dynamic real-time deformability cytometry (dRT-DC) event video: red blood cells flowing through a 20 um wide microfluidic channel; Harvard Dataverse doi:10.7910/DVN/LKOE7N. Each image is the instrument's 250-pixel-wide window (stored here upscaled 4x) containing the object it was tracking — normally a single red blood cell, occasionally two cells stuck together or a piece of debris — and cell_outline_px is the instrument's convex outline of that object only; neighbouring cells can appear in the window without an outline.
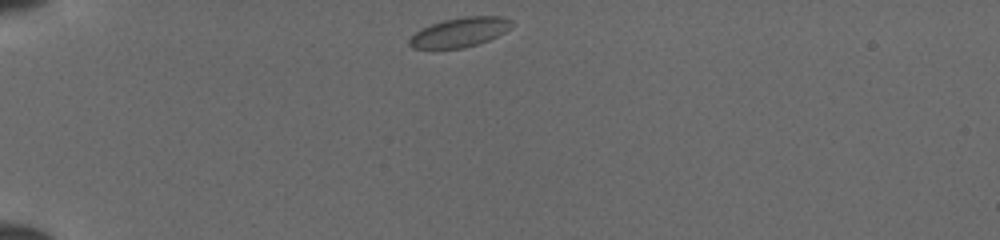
{"species": "common noctule bat (a hibernating species)", "species_latin": "Nyctalus noctula", "temperature_condition": "cold", "stored_images_in_passage": 37, "camera_frame_rate_fps": 3000, "um_per_image_px": 0.085, "animal": {"sex": "female", "body_mass_g": 19.5, "forearm_length_mm": 54.1}, "frame": {"image": 1, "passage_image": 1, "time_ms": 0.0, "image_size_px": [1000, 240], "cell_outline_px": [[512, 24], [504, 32], [488, 40], [464, 48], [412, 48], [408, 44], [408, 40], [416, 32], [432, 24], [444, 20], [468, 16], [504, 16], [512, 20]], "centroid_in_image_um": [39.09, 2.74], "position_along_channel_um": 45.9, "area_um2": 17.22}}
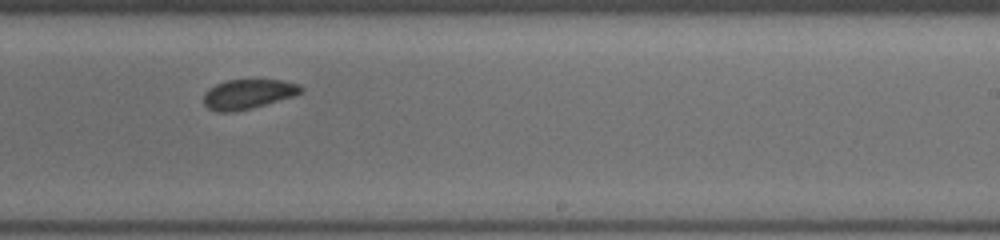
{"frame": {"image": 2, "passage_image": 20, "time_ms": 6.333, "image_size_px": [1000, 240], "cell_outline_px": [[304, 92], [296, 96], [252, 108], [232, 112], [220, 112], [208, 108], [204, 104], [204, 92], [208, 88], [216, 84], [228, 80], [284, 80], [300, 84], [304, 88]], "centroid_in_image_um": [21.14, 7.99], "position_along_channel_um": 267.9, "area_um2": 17.05}}
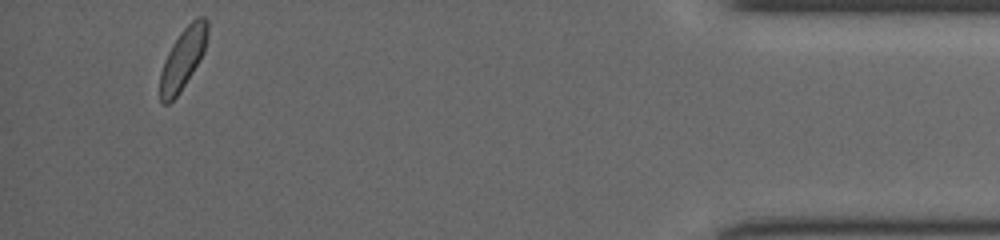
{"frame": {"image": 3, "passage_image": 35, "time_ms": 11.333, "image_size_px": [1000, 240], "cell_outline_px": [[208, 32], [204, 52], [180, 92], [168, 104], [164, 104], [160, 100], [160, 72], [164, 60], [172, 44], [180, 32], [196, 16], [204, 16], [208, 20]], "centroid_in_image_um": [15.55, 4.95], "position_along_channel_um": 419.7, "area_um2": 16.82}}